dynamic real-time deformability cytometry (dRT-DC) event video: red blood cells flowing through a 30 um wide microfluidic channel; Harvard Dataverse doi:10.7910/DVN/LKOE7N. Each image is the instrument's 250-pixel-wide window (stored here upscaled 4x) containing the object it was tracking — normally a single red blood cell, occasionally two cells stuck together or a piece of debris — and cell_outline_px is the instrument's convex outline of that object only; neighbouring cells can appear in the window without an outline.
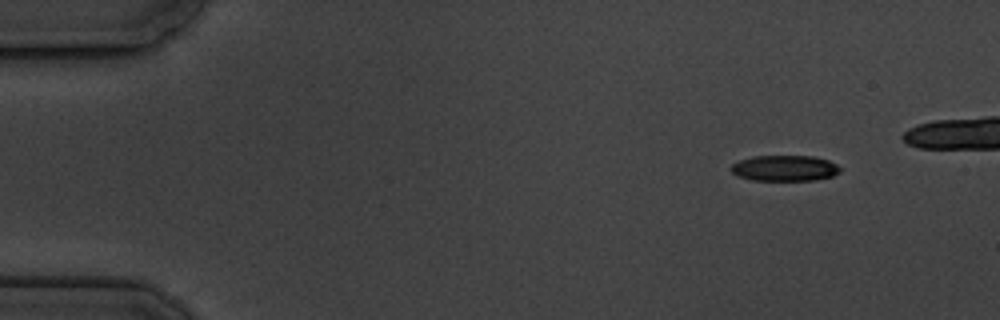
{"species": "common noctule bat (a hibernating species)", "species_latin": "Nyctalus noctula", "temperature_condition": "cold", "stored_images_in_passage": 4, "camera_frame_rate_fps": 3000, "um_per_image_px": 0.085, "animal": {"sex": "male", "body_mass_g": 19.5, "forearm_length_mm": 54.6}, "frame": {"image": 1, "passage_image": 1, "time_ms": 0.0, "image_size_px": [1000, 320], "cell_outline_px": [[840, 172], [832, 176], [816, 180], [752, 180], [740, 176], [732, 172], [728, 168], [732, 164], [740, 160], [752, 156], [812, 156], [828, 160], [836, 164], [840, 168]], "centroid_in_image_um": [66.69, 14.29], "position_along_channel_um": 18.3, "area_um2": 16.36}}